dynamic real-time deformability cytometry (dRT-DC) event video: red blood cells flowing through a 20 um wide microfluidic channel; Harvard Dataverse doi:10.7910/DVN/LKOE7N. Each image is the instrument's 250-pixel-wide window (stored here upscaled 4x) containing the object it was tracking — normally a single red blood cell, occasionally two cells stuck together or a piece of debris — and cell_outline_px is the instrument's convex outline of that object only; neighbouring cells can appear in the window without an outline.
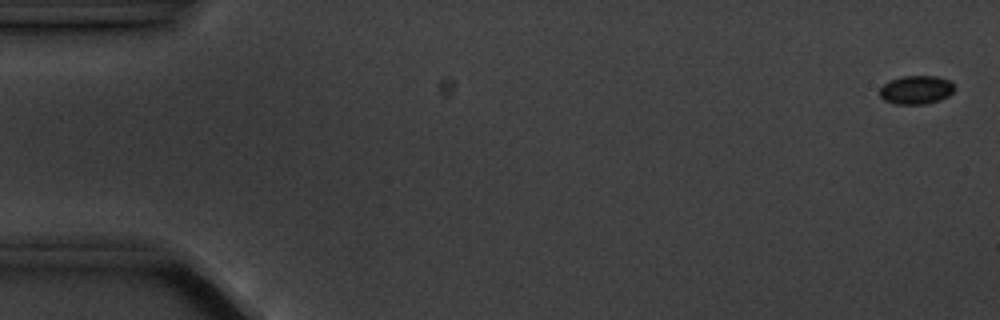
{"species": "common noctule bat (a hibernating species)", "species_latin": "Nyctalus noctula", "temperature_condition": "cold", "stored_images_in_passage": 9, "camera_frame_rate_fps": 3000, "um_per_image_px": 0.085, "animal": {"sex": "male", "body_mass_g": 20.1, "forearm_length_mm": 53.5}, "frame": {"image": 1, "passage_image": 1, "time_ms": 0.0, "image_size_px": [1000, 320], "cell_outline_px": [[952, 92], [948, 96], [940, 100], [924, 104], [896, 104], [884, 100], [880, 96], [880, 88], [888, 80], [904, 76], [936, 76], [948, 80], [952, 84]], "centroid_in_image_um": [77.83, 7.64], "position_along_channel_um": 7.2, "area_um2": 12.31}}